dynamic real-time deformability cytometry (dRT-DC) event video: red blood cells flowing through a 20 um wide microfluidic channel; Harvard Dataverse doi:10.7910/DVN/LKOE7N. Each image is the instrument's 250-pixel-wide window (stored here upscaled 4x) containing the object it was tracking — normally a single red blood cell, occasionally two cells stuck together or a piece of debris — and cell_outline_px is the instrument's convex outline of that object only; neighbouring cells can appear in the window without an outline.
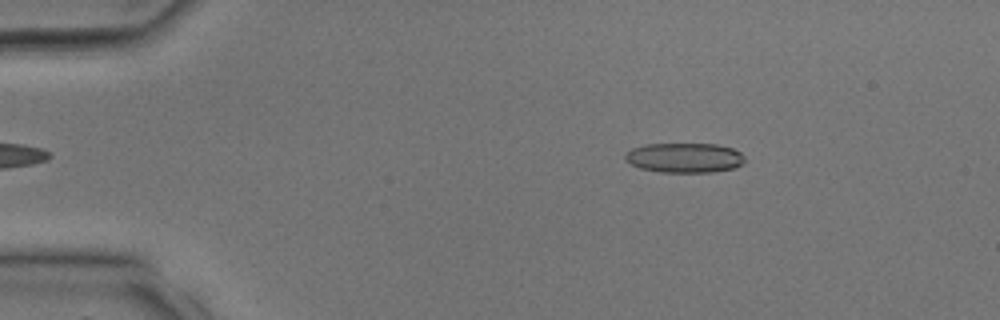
{"species": "common noctule bat (a hibernating species)", "species_latin": "Nyctalus noctula", "temperature_condition": "room temperature", "stored_images_in_passage": 30, "camera_frame_rate_fps": 3000, "um_per_image_px": 0.085, "animal": {"sex": "male", "body_mass_g": 17.9, "forearm_length_mm": 54.2}, "frame": {"image": 1, "passage_image": 3, "time_ms": 0.667, "image_size_px": [1000, 320], "cell_outline_px": [[744, 160], [740, 164], [732, 168], [712, 172], [660, 172], [640, 168], [624, 160], [624, 152], [632, 148], [644, 144], [716, 144], [732, 148], [740, 152], [744, 156]], "centroid_in_image_um": [58.12, 13.4], "position_along_channel_um": 26.9, "area_um2": 20.75}}
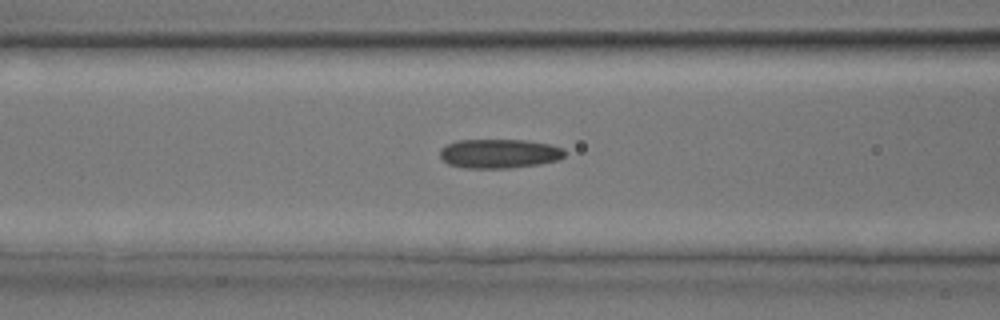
{"frame": {"image": 2, "passage_image": 11, "time_ms": 3.333, "image_size_px": [1000, 320], "cell_outline_px": [[564, 156], [560, 160], [540, 164], [512, 168], [464, 168], [448, 164], [440, 156], [440, 148], [456, 140], [524, 140], [548, 144], [564, 148]], "centroid_in_image_um": [42.44, 13.06], "position_along_channel_um": 124.2, "area_um2": 21.33}}
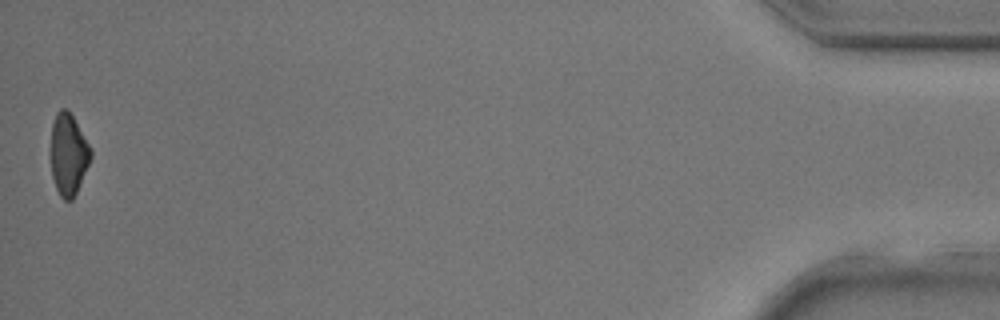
{"frame": {"image": 3, "passage_image": 30, "time_ms": 9.667, "image_size_px": [1000, 320], "cell_outline_px": [[92, 156], [76, 192], [72, 200], [64, 200], [60, 196], [56, 188], [52, 176], [48, 152], [52, 124], [56, 112], [60, 108], [68, 108], [92, 148]], "centroid_in_image_um": [5.77, 13.07], "position_along_channel_um": 429.4, "area_um2": 19.59}}